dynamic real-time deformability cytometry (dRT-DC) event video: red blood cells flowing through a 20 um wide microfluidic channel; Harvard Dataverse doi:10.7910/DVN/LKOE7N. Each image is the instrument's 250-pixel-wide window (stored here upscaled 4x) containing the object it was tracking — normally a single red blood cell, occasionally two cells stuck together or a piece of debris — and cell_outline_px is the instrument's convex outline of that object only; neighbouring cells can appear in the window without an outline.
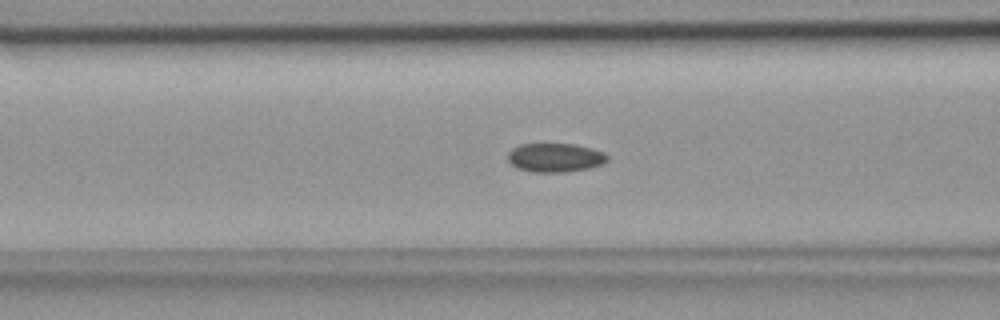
{"species": "common noctule bat (a hibernating species)", "species_latin": "Nyctalus noctula", "temperature_condition": "room temperature", "stored_images_in_passage": 49, "camera_frame_rate_fps": 3000, "um_per_image_px": 0.085, "animal": {"sex": "female", "body_mass_g": 18.4}, "frame": {"image": 1, "passage_image": 19, "time_ms": 6.0, "image_size_px": [1000, 320], "cell_outline_px": [[608, 160], [600, 164], [588, 168], [564, 172], [532, 172], [516, 168], [508, 160], [508, 152], [512, 148], [520, 144], [572, 144], [592, 148], [604, 152], [608, 156]], "centroid_in_image_um": [47.16, 13.39], "position_along_channel_um": 119.4, "area_um2": 16.7}}
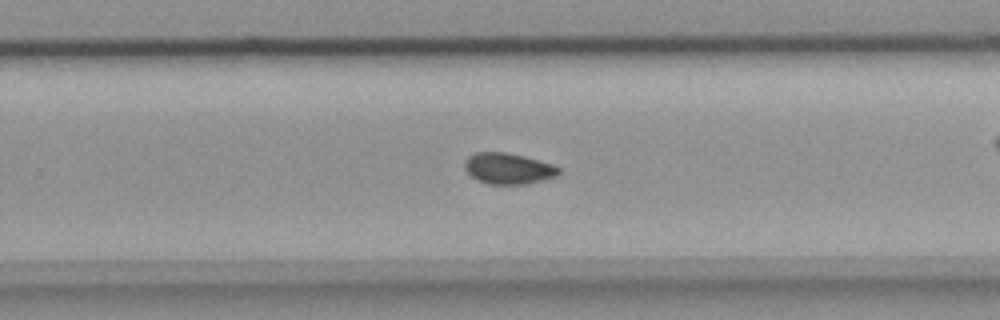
{"frame": {"image": 2, "passage_image": 31, "time_ms": 10.0, "image_size_px": [1000, 320], "cell_outline_px": [[560, 172], [556, 176], [524, 184], [488, 184], [472, 176], [464, 168], [464, 164], [468, 156], [476, 152], [508, 152], [524, 156], [552, 164], [560, 168]], "centroid_in_image_um": [43.19, 14.31], "position_along_channel_um": 286.6, "area_um2": 16.82}}
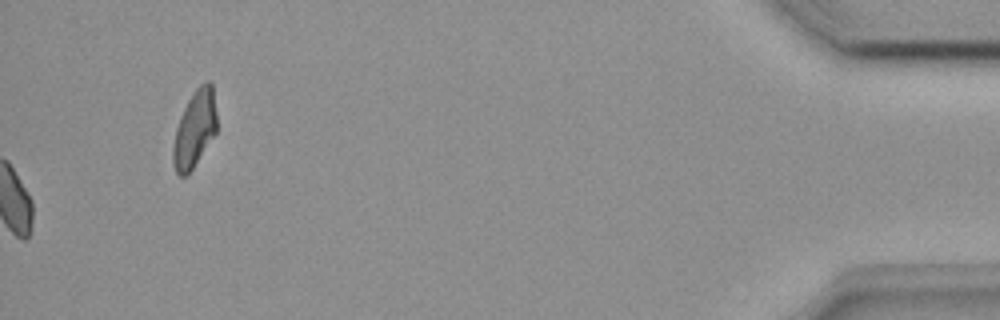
{"frame": {"image": 3, "passage_image": 49, "time_ms": 16.0, "image_size_px": [1000, 320], "cell_outline_px": [[216, 132], [188, 176], [180, 176], [176, 172], [172, 160], [172, 148], [176, 128], [180, 116], [188, 100], [196, 88], [200, 84], [208, 80], [212, 84], [216, 112]], "centroid_in_image_um": [16.53, 10.98], "position_along_channel_um": 418.7, "area_um2": 19.54}}